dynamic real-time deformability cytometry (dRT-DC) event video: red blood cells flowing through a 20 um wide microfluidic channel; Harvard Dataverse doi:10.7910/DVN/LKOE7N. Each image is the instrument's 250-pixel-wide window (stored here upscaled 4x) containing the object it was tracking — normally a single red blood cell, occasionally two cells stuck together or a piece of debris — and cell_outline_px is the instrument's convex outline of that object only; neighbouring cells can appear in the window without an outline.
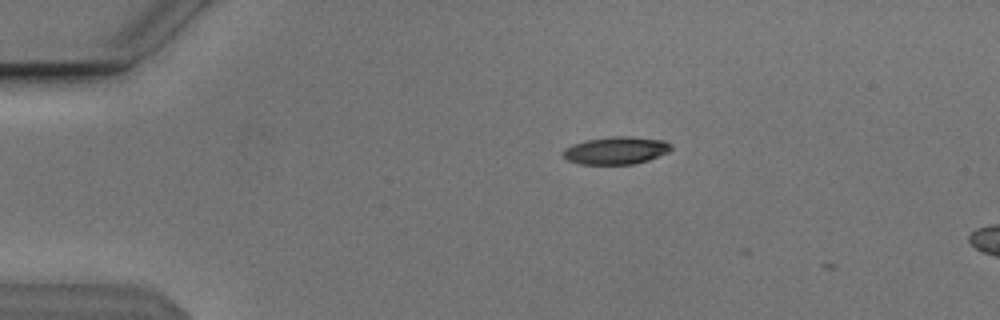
{"species": "Egyptian fruit bat (a non-hibernating species)", "species_latin": "Rousettus aegyptiacus", "temperature_condition": "cold", "stored_images_in_passage": 9, "camera_frame_rate_fps": 3000, "um_per_image_px": 0.085, "animal": {"sex": "male"}, "frame": {"image": 1, "passage_image": 3, "time_ms": 0.667, "image_size_px": [1000, 320], "cell_outline_px": [[672, 148], [668, 152], [648, 160], [632, 164], [580, 164], [568, 160], [560, 156], [564, 148], [572, 144], [584, 140], [608, 136], [632, 136], [664, 140], [672, 144]], "centroid_in_image_um": [52.33, 12.77], "position_along_channel_um": 32.7, "area_um2": 17.63}}